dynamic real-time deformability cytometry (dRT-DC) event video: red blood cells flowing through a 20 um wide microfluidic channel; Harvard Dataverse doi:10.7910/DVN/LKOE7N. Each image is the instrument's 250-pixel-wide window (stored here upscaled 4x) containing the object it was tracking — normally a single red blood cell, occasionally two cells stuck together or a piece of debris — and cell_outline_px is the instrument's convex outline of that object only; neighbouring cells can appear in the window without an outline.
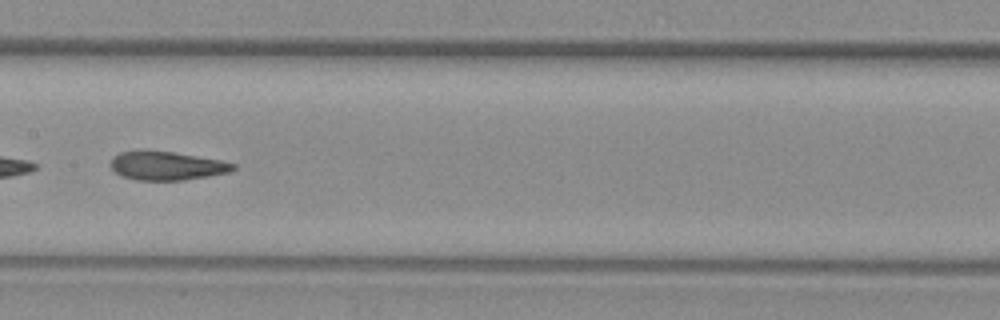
{"species": "common noctule bat (a hibernating species)", "species_latin": "Nyctalus noctula", "temperature_condition": "warm", "stored_images_in_passage": 47, "camera_frame_rate_fps": 3000, "um_per_image_px": 0.085, "animal": {"sex": "female", "body_mass_g": 29.2, "forearm_length_mm": 56.3}, "frame": {"image": 1, "passage_image": 25, "time_ms": 8.0, "image_size_px": [1000, 320], "cell_outline_px": [[236, 168], [228, 172], [208, 176], [184, 180], [136, 180], [120, 176], [108, 164], [112, 156], [120, 152], [172, 152], [220, 160], [236, 164]], "centroid_in_image_um": [14.15, 14.11], "position_along_channel_um": 193.3, "area_um2": 20.11}}
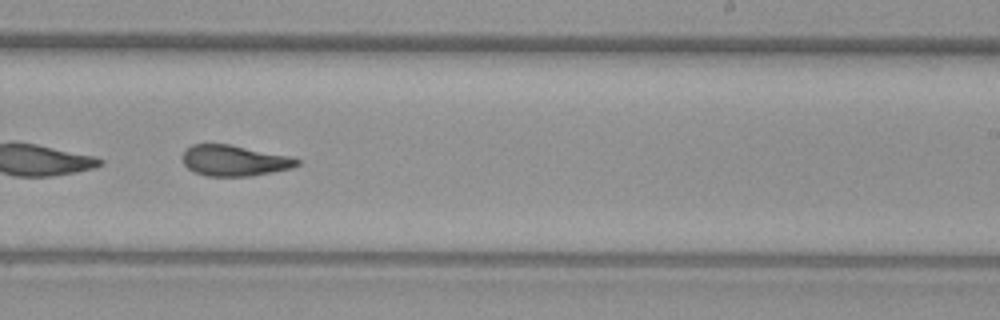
{"frame": {"image": 2, "passage_image": 31, "time_ms": 10.0, "image_size_px": [1000, 320], "cell_outline_px": [[300, 164], [292, 168], [252, 176], [204, 176], [192, 172], [184, 164], [180, 156], [184, 148], [192, 144], [228, 144], [292, 156], [300, 160]], "centroid_in_image_um": [19.88, 13.65], "position_along_channel_um": 269.1, "area_um2": 20.98}, "authors_computed_cell_mechanics": {"area_um2": 21.4438, "velocity_mm_per_s": 3.8067, "shape_relaxation_time_tau1_ms": 10.8408, "shape_relaxation_time_tau2_ms": 1.7074, "deformation_change_tau1": 0.2784, "deformation_change_tau2": 0.0981}}